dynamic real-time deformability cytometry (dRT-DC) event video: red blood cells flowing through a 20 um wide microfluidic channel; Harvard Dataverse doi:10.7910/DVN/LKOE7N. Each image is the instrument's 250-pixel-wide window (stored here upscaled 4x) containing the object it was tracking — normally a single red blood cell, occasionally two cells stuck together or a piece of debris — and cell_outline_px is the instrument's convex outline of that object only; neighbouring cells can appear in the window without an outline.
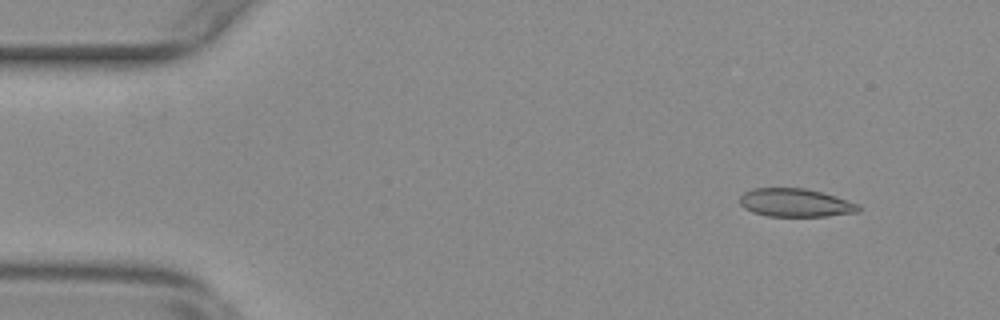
{"species": "common noctule bat (a hibernating species)", "species_latin": "Nyctalus noctula", "temperature_condition": "warm", "stored_images_in_passage": 12, "camera_frame_rate_fps": 3000, "um_per_image_px": 0.085, "animal": {"sex": "female", "body_mass_g": 29.2, "forearm_length_mm": 56.3}, "frame": {"image": 1, "passage_image": 5, "time_ms": 1.333, "image_size_px": [1000, 320], "cell_outline_px": [[864, 208], [860, 212], [828, 216], [768, 216], [752, 212], [744, 208], [740, 204], [740, 196], [744, 192], [752, 188], [804, 188], [836, 196], [860, 204]], "centroid_in_image_um": [67.65, 17.24], "position_along_channel_um": 17.3, "area_um2": 19.77}}